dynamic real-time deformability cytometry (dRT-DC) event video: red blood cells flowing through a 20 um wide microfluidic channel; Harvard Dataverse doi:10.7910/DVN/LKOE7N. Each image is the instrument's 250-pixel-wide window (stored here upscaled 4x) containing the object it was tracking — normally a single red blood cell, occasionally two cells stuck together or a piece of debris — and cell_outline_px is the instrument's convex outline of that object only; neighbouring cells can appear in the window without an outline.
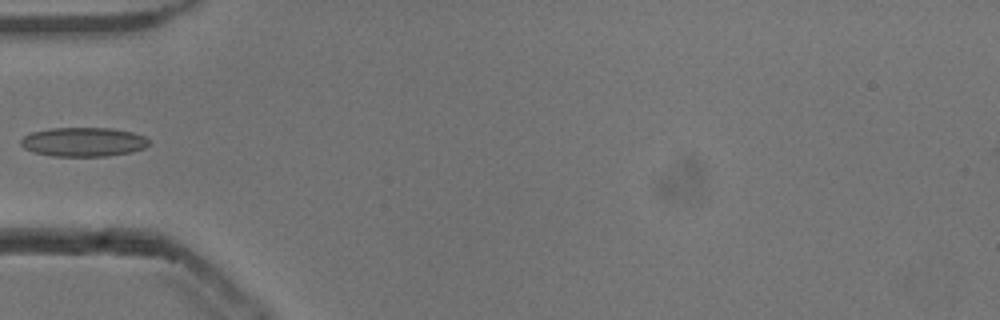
{"species": "common noctule bat (a hibernating species)", "species_latin": "Nyctalus noctula", "temperature_condition": "cold", "stored_images_in_passage": 36, "camera_frame_rate_fps": 3000, "um_per_image_px": 0.085, "animal": {"sex": "male", "body_mass_g": 13.3}, "frame": {"image": 1, "passage_image": 1, "time_ms": 0.0, "image_size_px": [1000, 320], "cell_outline_px": [[148, 144], [144, 148], [132, 152], [108, 156], [52, 156], [32, 152], [24, 148], [20, 144], [20, 140], [24, 136], [32, 132], [48, 128], [112, 128], [132, 132], [144, 136], [148, 140]], "centroid_in_image_um": [7.06, 12.06], "position_along_channel_um": 77.9, "area_um2": 21.85}}
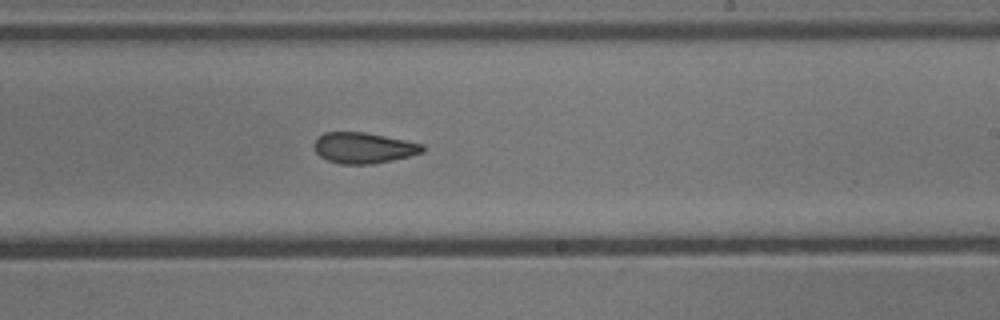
{"frame": {"image": 2, "passage_image": 15, "time_ms": 4.667, "image_size_px": [1000, 320], "cell_outline_px": [[424, 152], [392, 160], [372, 164], [340, 164], [328, 160], [320, 156], [316, 152], [312, 144], [316, 136], [324, 132], [364, 132], [424, 144]], "centroid_in_image_um": [30.85, 12.56], "position_along_channel_um": 258.1, "area_um2": 19.54}}
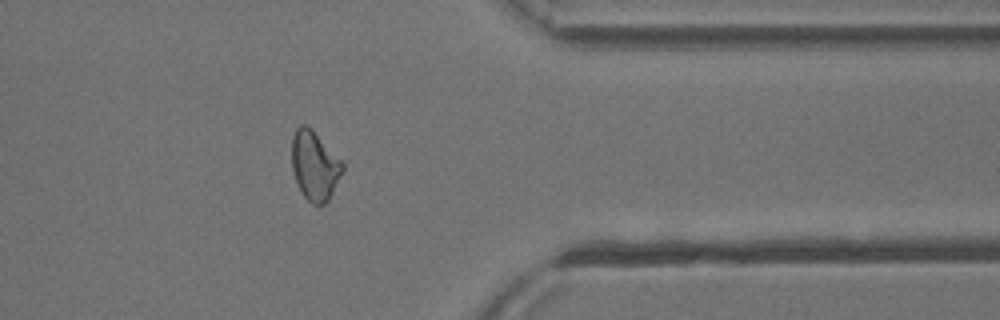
{"frame": {"image": 3, "passage_image": 26, "time_ms": 8.333, "image_size_px": [1000, 320], "cell_outline_px": [[344, 168], [328, 200], [324, 204], [312, 204], [304, 196], [292, 172], [292, 136], [296, 128], [300, 124], [304, 124], [312, 128], [344, 164]], "centroid_in_image_um": [26.72, 14.04], "position_along_channel_um": 384.7, "area_um2": 20.23}}